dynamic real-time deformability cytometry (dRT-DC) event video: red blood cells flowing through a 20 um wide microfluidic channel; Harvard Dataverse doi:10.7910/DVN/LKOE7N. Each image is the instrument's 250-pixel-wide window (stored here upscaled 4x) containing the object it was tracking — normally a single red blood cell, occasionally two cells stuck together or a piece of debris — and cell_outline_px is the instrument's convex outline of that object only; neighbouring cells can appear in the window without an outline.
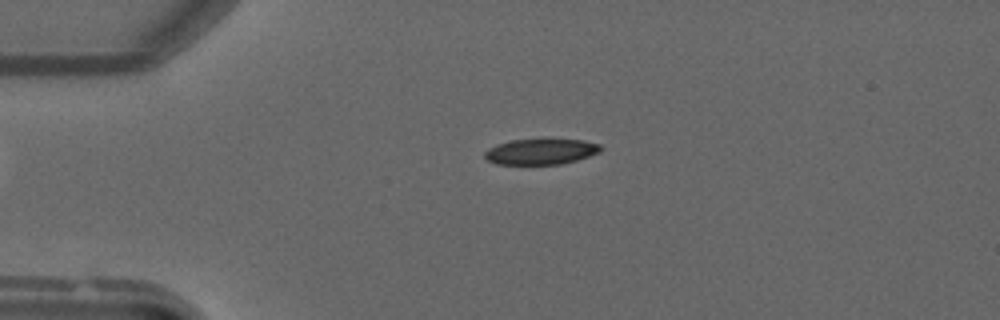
{"species": "common noctule bat (a hibernating species)", "species_latin": "Nyctalus noctula", "temperature_condition": "warm", "stored_images_in_passage": 49, "camera_frame_rate_fps": 3000, "um_per_image_px": 0.085, "animal": {"sex": "male", "forearm_length_mm": 52.5}, "frame": {"image": 1, "passage_image": 11, "time_ms": 3.333, "image_size_px": [1000, 320], "cell_outline_px": [[600, 152], [576, 160], [560, 164], [496, 164], [488, 160], [484, 156], [484, 152], [488, 148], [496, 144], [512, 140], [584, 140], [600, 144]], "centroid_in_image_um": [45.94, 12.89], "position_along_channel_um": 39.1, "area_um2": 17.11}}
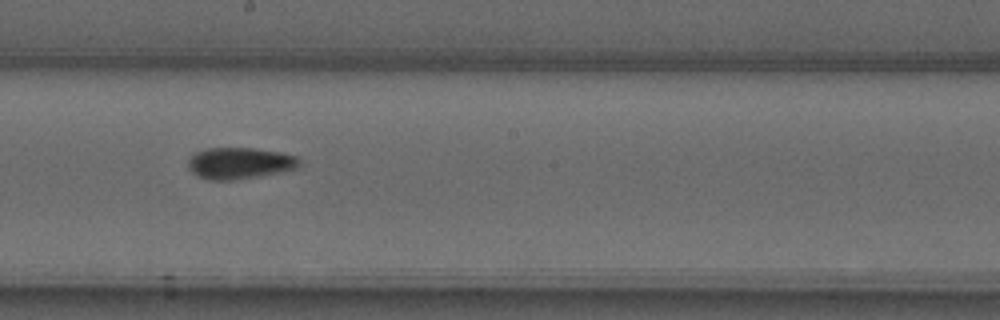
{"frame": {"image": 2, "passage_image": 27, "time_ms": 8.667, "image_size_px": [1000, 320], "cell_outline_px": [[300, 168], [260, 176], [232, 180], [208, 180], [192, 172], [188, 168], [188, 160], [196, 152], [208, 148], [252, 148], [280, 152], [296, 156], [300, 160]], "centroid_in_image_um": [20.4, 13.87], "position_along_channel_um": 227.8, "area_um2": 20.4}}
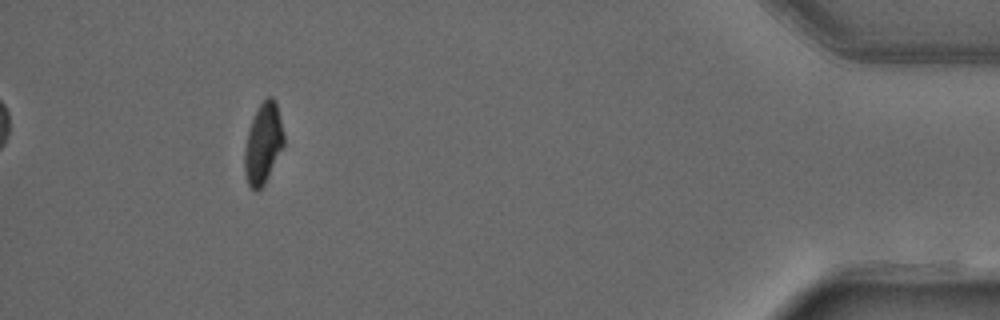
{"frame": {"image": 3, "passage_image": 45, "time_ms": 14.667, "image_size_px": [1000, 320], "cell_outline_px": [[284, 144], [264, 184], [256, 192], [248, 184], [244, 172], [244, 152], [248, 132], [256, 108], [268, 96], [272, 96], [276, 100], [284, 136]], "centroid_in_image_um": [22.36, 12.17], "position_along_channel_um": 412.8, "area_um2": 18.26}}